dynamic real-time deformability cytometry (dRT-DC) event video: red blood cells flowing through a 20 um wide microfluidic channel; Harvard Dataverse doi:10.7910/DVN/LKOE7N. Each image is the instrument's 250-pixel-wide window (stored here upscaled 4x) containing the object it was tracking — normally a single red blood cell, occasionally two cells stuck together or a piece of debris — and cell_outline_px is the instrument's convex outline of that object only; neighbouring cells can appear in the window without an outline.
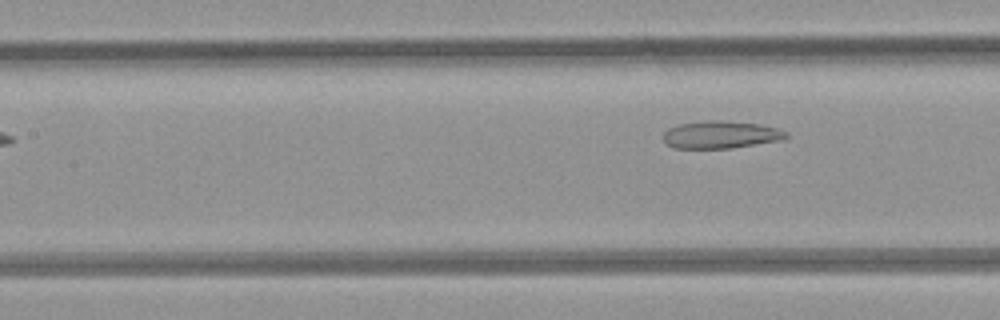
{"species": "common noctule bat (a hibernating species)", "species_latin": "Nyctalus noctula", "temperature_condition": "room temperature", "stored_images_in_passage": 4, "camera_frame_rate_fps": 3000, "um_per_image_px": 0.085, "animal": {"sex": "female", "body_mass_g": 21.9}, "frame": {"image": 1, "passage_image": 4, "time_ms": 3.667, "image_size_px": [1000, 320], "cell_outline_px": [[788, 136], [784, 140], [732, 148], [672, 148], [664, 144], [664, 132], [668, 128], [680, 124], [708, 120], [724, 120], [760, 124], [776, 128], [788, 132]], "centroid_in_image_um": [61.27, 11.45], "position_along_channel_um": 146.1, "area_um2": 19.88}}